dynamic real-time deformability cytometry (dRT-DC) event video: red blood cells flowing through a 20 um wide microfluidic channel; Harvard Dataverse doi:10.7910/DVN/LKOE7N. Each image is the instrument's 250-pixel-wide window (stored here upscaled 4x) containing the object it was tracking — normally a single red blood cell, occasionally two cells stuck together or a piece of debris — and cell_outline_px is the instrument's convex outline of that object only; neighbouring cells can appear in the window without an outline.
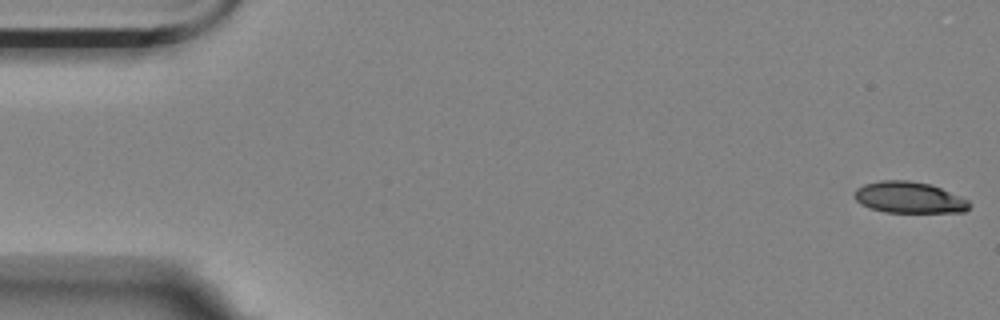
{"species": "Egyptian fruit bat (a non-hibernating species)", "species_latin": "Rousettus aegyptiacus", "temperature_condition": "room temperature", "stored_images_in_passage": 56, "camera_frame_rate_fps": 3000, "um_per_image_px": 0.085, "animal": {"sex": "female"}, "frame": {"image": 1, "passage_image": 1, "time_ms": 0.0, "image_size_px": [1000, 320], "cell_outline_px": [[968, 208], [964, 212], [884, 212], [868, 208], [860, 204], [852, 196], [856, 188], [864, 184], [880, 180], [908, 180], [932, 184], [968, 200]], "centroid_in_image_um": [77.2, 16.78], "position_along_channel_um": 7.8, "area_um2": 21.1}}
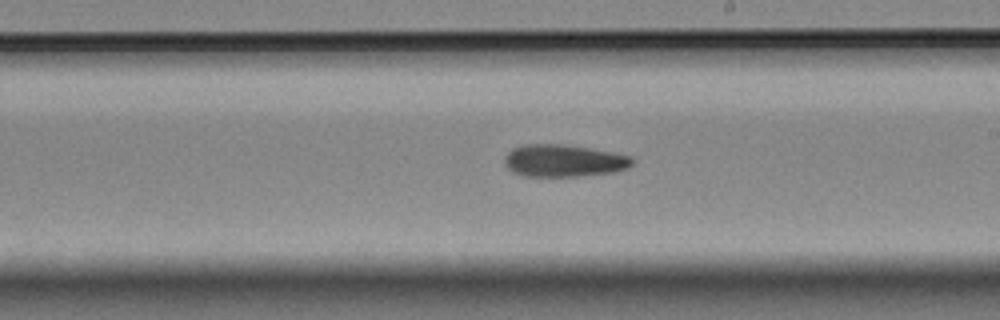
{"frame": {"image": 2, "passage_image": 32, "time_ms": 10.333, "image_size_px": [1000, 320], "cell_outline_px": [[636, 160], [628, 168], [612, 172], [580, 176], [524, 176], [512, 172], [504, 164], [504, 156], [512, 148], [524, 144], [568, 144], [612, 152], [632, 156]], "centroid_in_image_um": [47.91, 13.65], "position_along_channel_um": 241.1, "area_um2": 24.28}}
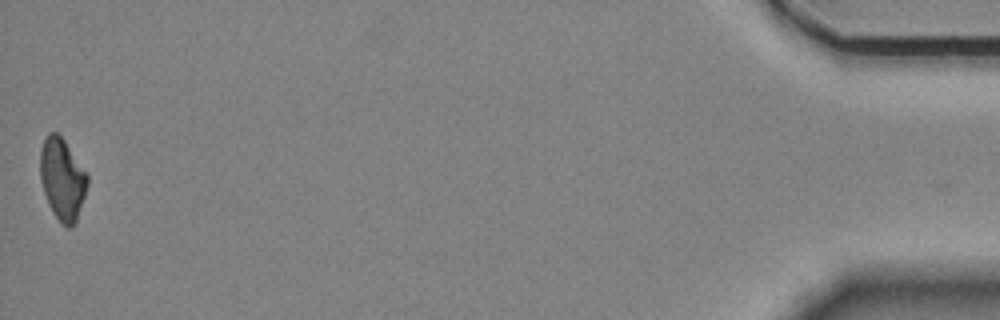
{"frame": {"image": 3, "passage_image": 56, "time_ms": 18.333, "image_size_px": [1000, 320], "cell_outline_px": [[88, 184], [76, 220], [68, 228], [60, 224], [52, 212], [44, 192], [40, 180], [40, 152], [44, 140], [48, 132], [56, 132], [64, 140], [88, 172]], "centroid_in_image_um": [5.3, 15.21], "position_along_channel_um": 429.9, "area_um2": 22.48}, "authors_computed_cell_mechanics": {"area_um2": 23.3512, "velocity_mm_per_s": 3.5417, "shape_relaxation_time_tau1_ms": 11.3411, "shape_relaxation_time_tau2_ms": 7.5372, "deformation_change_tau1": 0.2167, "deformation_change_tau2": 0.1623}}